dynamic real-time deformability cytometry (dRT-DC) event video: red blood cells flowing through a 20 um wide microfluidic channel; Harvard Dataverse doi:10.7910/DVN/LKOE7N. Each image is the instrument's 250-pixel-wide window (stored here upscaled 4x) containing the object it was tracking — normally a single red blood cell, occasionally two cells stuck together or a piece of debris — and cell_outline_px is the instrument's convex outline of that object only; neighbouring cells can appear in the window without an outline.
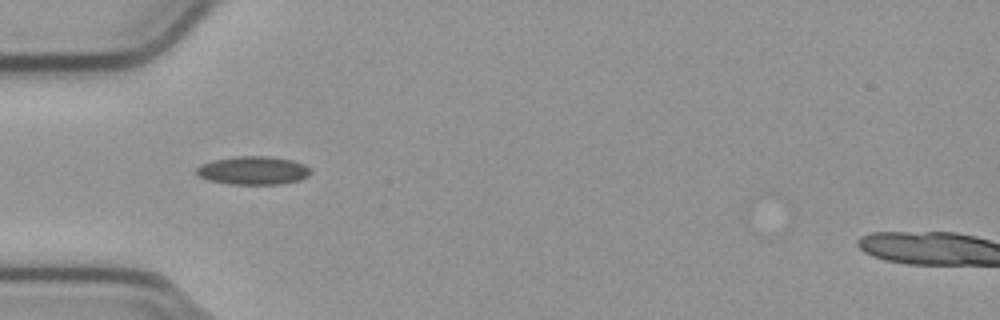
{"species": "common noctule bat (a hibernating species)", "species_latin": "Nyctalus noctula", "temperature_condition": "cold", "stored_images_in_passage": 38, "camera_frame_rate_fps": 3000, "um_per_image_px": 0.085, "animal": {"sex": "male", "body_mass_g": 23.1, "forearm_length_mm": 52.7}, "frame": {"image": 1, "passage_image": 1, "time_ms": 0.0, "image_size_px": [1000, 320], "cell_outline_px": [[312, 172], [308, 176], [300, 180], [280, 184], [228, 184], [208, 180], [200, 176], [196, 172], [196, 168], [200, 164], [212, 160], [236, 156], [268, 156], [292, 160], [304, 164]], "centroid_in_image_um": [21.51, 14.49], "position_along_channel_um": 63.5, "area_um2": 18.9}}
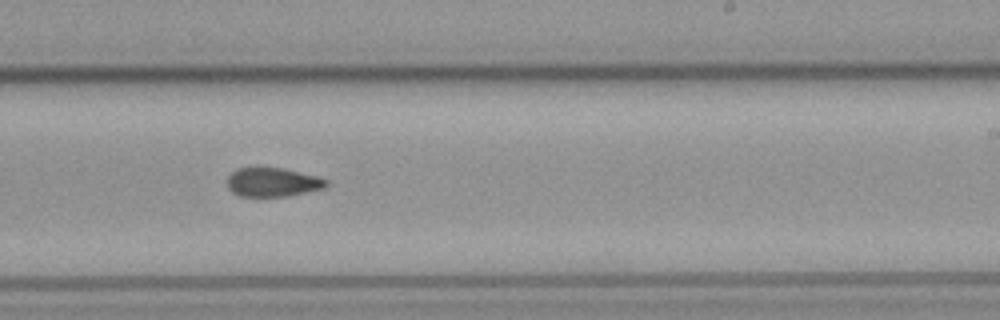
{"frame": {"image": 2, "passage_image": 17, "time_ms": 5.333, "image_size_px": [1000, 320], "cell_outline_px": [[328, 184], [324, 188], [288, 196], [240, 196], [232, 192], [228, 188], [228, 176], [236, 168], [256, 164], [284, 168], [316, 176], [328, 180]], "centroid_in_image_um": [23.13, 15.43], "position_along_channel_um": 265.9, "area_um2": 17.28}}
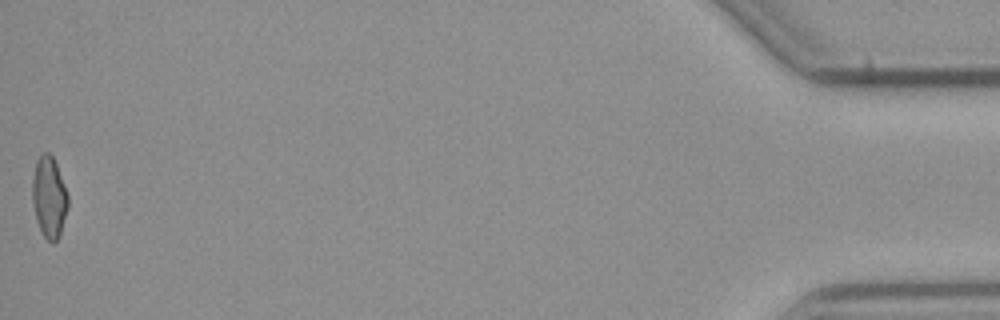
{"frame": {"image": 3, "passage_image": 38, "time_ms": 12.333, "image_size_px": [1000, 320], "cell_outline_px": [[68, 208], [60, 236], [52, 244], [44, 236], [36, 220], [32, 204], [32, 180], [36, 160], [44, 152], [48, 152], [52, 156], [56, 164], [68, 196]], "centroid_in_image_um": [4.17, 16.78], "position_along_channel_um": 431.0, "area_um2": 16.88}, "authors_computed_cell_mechanics": {"area_um2": 17.34, "velocity_mm_per_s": 3.8043, "shape_relaxation_time_tau1_ms": 6.2258, "shape_relaxation_time_tau2_ms": 4.0927, "deformation_change_tau1": 0.152, "deformation_change_tau2": 0.115}}